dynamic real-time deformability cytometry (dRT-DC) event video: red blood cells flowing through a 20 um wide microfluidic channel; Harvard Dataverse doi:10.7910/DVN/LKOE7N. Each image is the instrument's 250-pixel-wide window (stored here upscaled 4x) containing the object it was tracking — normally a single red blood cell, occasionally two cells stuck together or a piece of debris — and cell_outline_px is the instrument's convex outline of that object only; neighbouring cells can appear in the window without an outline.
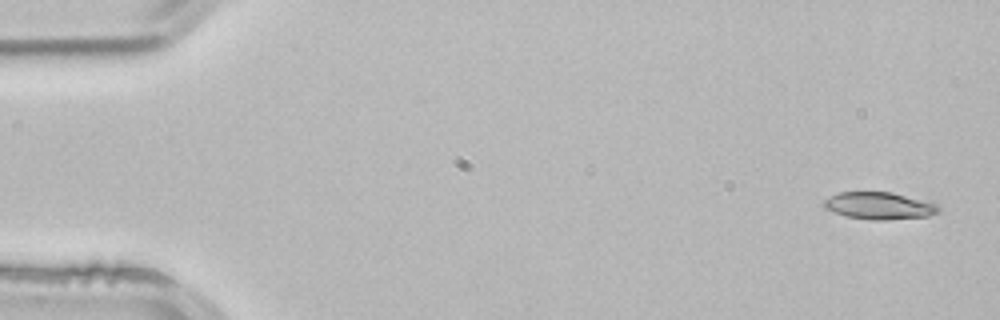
{"species": "common noctule bat (a hibernating species)", "species_latin": "Nyctalus noctula", "temperature_condition": "room temperature", "stored_images_in_passage": 4, "camera_frame_rate_fps": 3000, "um_per_image_px": 0.085, "animal": {"sex": "male", "body_mass_g": 21.5, "forearm_length_mm": 52.0}, "frame": {"image": 1, "passage_image": 1, "time_ms": 0.0, "image_size_px": [1000, 320], "cell_outline_px": [[940, 212], [928, 216], [888, 220], [868, 220], [844, 216], [824, 208], [820, 204], [828, 196], [840, 192], [892, 192], [940, 204]], "centroid_in_image_um": [74.72, 17.49], "position_along_channel_um": 10.3, "area_um2": 18.55}}